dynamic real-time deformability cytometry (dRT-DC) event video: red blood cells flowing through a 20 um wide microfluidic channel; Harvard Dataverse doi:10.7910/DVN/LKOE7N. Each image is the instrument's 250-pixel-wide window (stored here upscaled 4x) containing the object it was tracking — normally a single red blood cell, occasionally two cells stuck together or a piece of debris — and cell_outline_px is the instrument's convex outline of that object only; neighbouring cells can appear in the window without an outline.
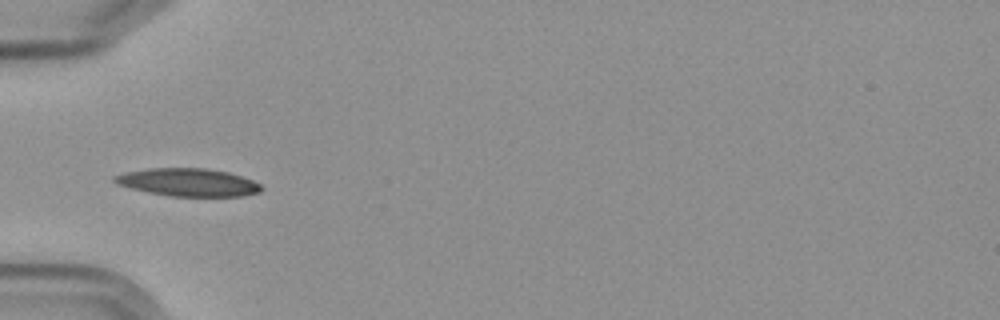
{"species": "Egyptian fruit bat (a non-hibernating species)", "species_latin": "Rousettus aegyptiacus", "temperature_condition": "cold", "stored_images_in_passage": 6, "camera_frame_rate_fps": 3000, "um_per_image_px": 0.085, "frame": {"image": 1, "passage_image": 4, "time_ms": 4.667, "image_size_px": [1000, 320], "cell_outline_px": [[264, 188], [260, 192], [240, 196], [168, 196], [148, 192], [116, 184], [112, 180], [112, 176], [124, 172], [148, 168], [208, 168], [228, 172], [252, 180], [260, 184]], "centroid_in_image_um": [15.96, 15.49], "position_along_channel_um": 69.0, "area_um2": 23.87}}
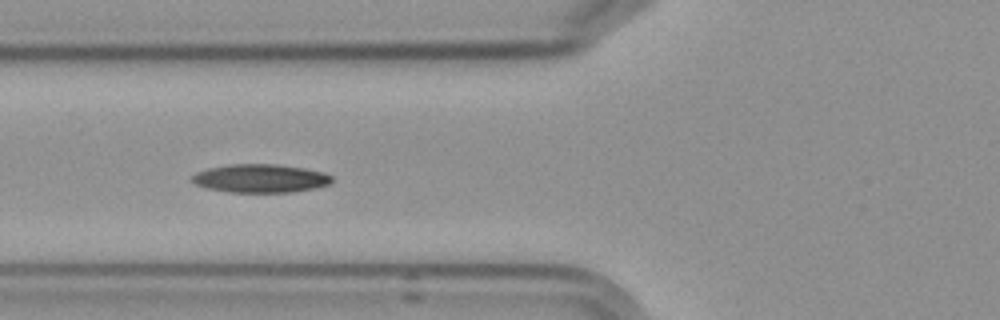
{"frame": {"image": 2, "passage_image": 5, "time_ms": 5.667, "image_size_px": [1000, 320], "cell_outline_px": [[332, 180], [328, 184], [312, 188], [292, 192], [228, 192], [204, 188], [196, 184], [192, 180], [192, 176], [196, 172], [208, 168], [228, 164], [276, 164], [304, 168], [324, 172], [332, 176]], "centroid_in_image_um": [22.1, 15.16], "position_along_channel_um": 103.7, "area_um2": 23.12}}
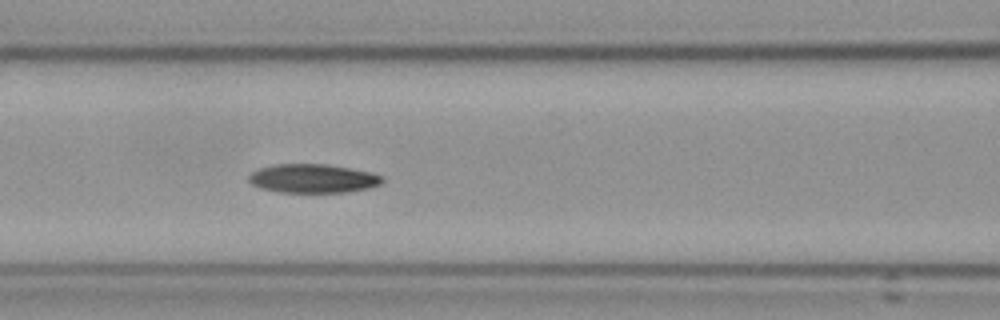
{"frame": {"image": 3, "passage_image": 6, "time_ms": 6.667, "image_size_px": [1000, 320], "cell_outline_px": [[384, 180], [380, 184], [368, 188], [348, 192], [280, 192], [260, 188], [252, 184], [248, 180], [248, 176], [252, 172], [260, 168], [272, 164], [324, 164], [348, 168], [368, 172], [380, 176]], "centroid_in_image_um": [26.54, 15.17], "position_along_channel_um": 140.1, "area_um2": 22.2}}